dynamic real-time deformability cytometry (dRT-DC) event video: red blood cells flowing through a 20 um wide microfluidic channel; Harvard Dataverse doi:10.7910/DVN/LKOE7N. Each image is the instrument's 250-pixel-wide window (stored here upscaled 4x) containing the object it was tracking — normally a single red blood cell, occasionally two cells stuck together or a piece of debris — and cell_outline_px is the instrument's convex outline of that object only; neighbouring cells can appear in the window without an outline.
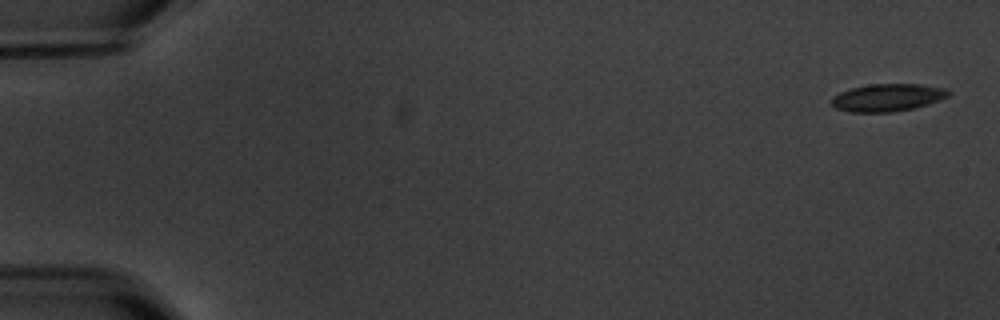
{"species": "common noctule bat (a hibernating species)", "species_latin": "Nyctalus noctula", "temperature_condition": "warm", "stored_images_in_passage": 4, "camera_frame_rate_fps": 3000, "um_per_image_px": 0.085, "animal": {"sex": "male", "body_mass_g": 20.1, "forearm_length_mm": 53.5}, "frame": {"image": 1, "passage_image": 1, "time_ms": 0.0, "image_size_px": [1000, 320], "cell_outline_px": [[952, 92], [948, 96], [940, 100], [928, 104], [912, 108], [892, 112], [848, 112], [836, 108], [832, 104], [832, 96], [840, 92], [852, 88], [872, 84], [920, 84], [948, 88]], "centroid_in_image_um": [75.47, 8.29], "position_along_channel_um": 9.5, "area_um2": 18.79}}